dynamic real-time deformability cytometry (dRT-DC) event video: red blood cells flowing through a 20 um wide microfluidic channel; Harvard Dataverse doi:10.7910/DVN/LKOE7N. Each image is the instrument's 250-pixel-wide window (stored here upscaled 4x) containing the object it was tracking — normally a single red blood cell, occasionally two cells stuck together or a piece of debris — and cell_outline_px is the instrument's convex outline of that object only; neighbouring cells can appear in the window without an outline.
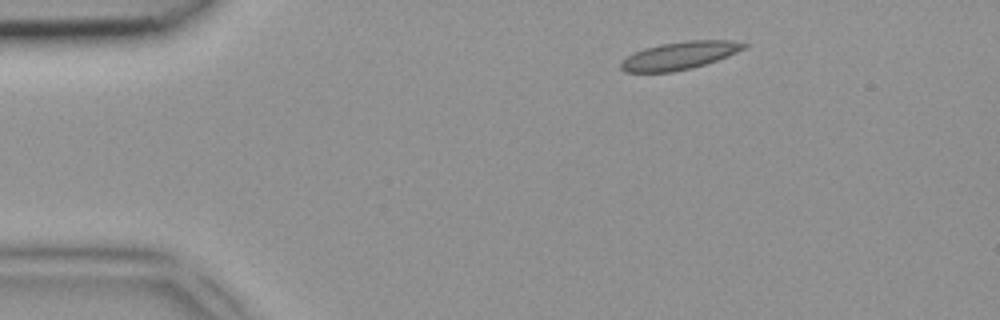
{"species": "common noctule bat (a hibernating species)", "species_latin": "Nyctalus noctula", "temperature_condition": "room temperature", "stored_images_in_passage": 2, "camera_frame_rate_fps": 3000, "um_per_image_px": 0.085, "animal": {"sex": "female", "body_mass_g": 18.4}, "frame": {"image": 1, "passage_image": 1, "time_ms": 0.0, "image_size_px": [1000, 320], "cell_outline_px": [[748, 48], [728, 56], [692, 68], [672, 72], [624, 72], [620, 68], [620, 64], [632, 52], [644, 48], [660, 44], [688, 40], [732, 40], [748, 44]], "centroid_in_image_um": [57.78, 4.71], "position_along_channel_um": 27.2, "area_um2": 20.0}}